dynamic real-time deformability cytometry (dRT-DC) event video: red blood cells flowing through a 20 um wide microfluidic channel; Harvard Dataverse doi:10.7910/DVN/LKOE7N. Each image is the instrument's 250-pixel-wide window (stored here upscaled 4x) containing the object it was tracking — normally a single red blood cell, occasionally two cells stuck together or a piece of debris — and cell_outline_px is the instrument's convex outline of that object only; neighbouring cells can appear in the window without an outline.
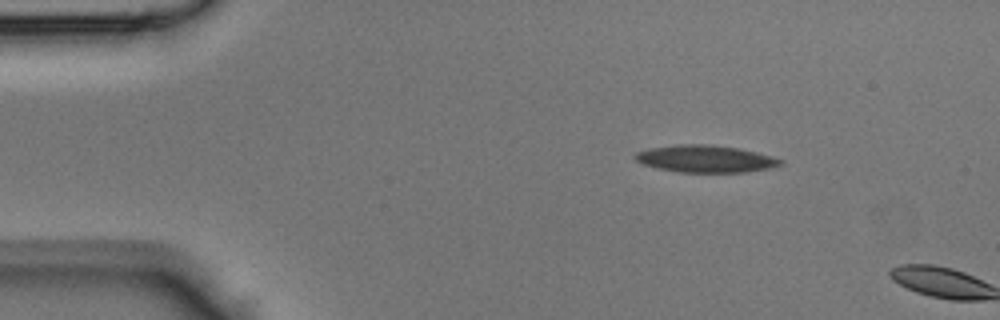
{"species": "Egyptian fruit bat (a non-hibernating species)", "species_latin": "Rousettus aegyptiacus", "temperature_condition": "room temperature", "stored_images_in_passage": 2, "camera_frame_rate_fps": 3000, "um_per_image_px": 0.085, "animal": {"sex": "male"}, "frame": {"image": 1, "passage_image": 1, "time_ms": 0.0, "image_size_px": [1000, 320], "cell_outline_px": [[784, 164], [772, 168], [748, 172], [676, 172], [656, 168], [644, 164], [636, 160], [632, 156], [636, 152], [648, 148], [676, 144], [708, 144], [740, 148], [772, 156], [784, 160]], "centroid_in_image_um": [59.98, 13.5], "position_along_channel_um": 25.0, "area_um2": 23.35}}